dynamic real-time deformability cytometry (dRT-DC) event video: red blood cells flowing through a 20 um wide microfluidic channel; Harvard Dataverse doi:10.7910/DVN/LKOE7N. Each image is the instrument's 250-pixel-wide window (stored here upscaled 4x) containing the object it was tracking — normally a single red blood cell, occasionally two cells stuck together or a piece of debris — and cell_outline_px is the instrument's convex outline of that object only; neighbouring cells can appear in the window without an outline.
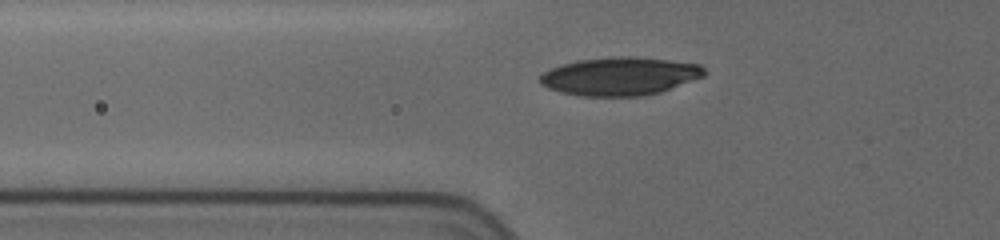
{"species": "human", "species_latin": "Homo sapiens", "temperature_condition": "cold", "stored_images_in_passage": 18, "camera_frame_rate_fps": 3000, "um_per_image_px": 0.085, "donor": {"sex": "female"}, "frame": {"image": 1, "passage_image": 3, "time_ms": 0.333, "image_size_px": [1000, 240], "cell_outline_px": [[704, 76], [660, 92], [640, 96], [580, 96], [560, 92], [548, 88], [540, 84], [540, 76], [544, 72], [552, 68], [576, 60], [620, 56], [636, 56], [700, 64], [704, 68]], "centroid_in_image_um": [52.68, 6.48], "position_along_channel_um": 73.1, "area_um2": 36.41}}
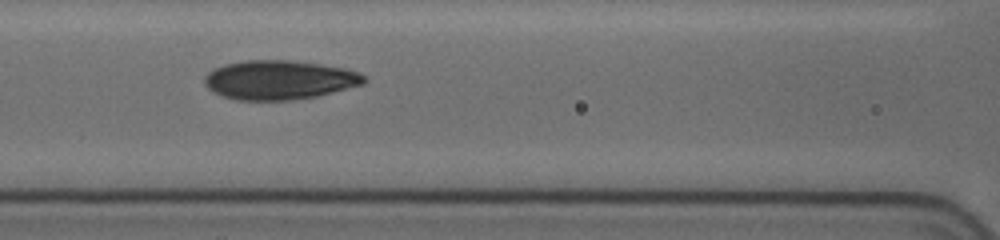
{"frame": {"image": 2, "passage_image": 11, "time_ms": 2.333, "image_size_px": [1000, 240], "cell_outline_px": [[368, 80], [364, 84], [316, 96], [292, 100], [236, 100], [224, 96], [208, 88], [204, 84], [204, 76], [208, 72], [224, 64], [244, 60], [288, 60], [320, 64], [344, 68], [356, 72], [364, 76]], "centroid_in_image_um": [23.73, 6.79], "position_along_channel_um": 142.9, "area_um2": 36.24}}
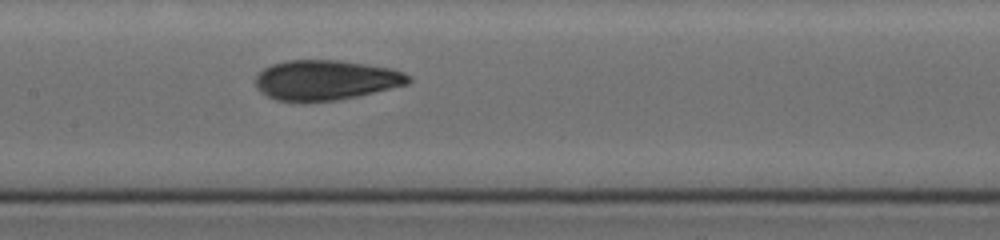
{"frame": {"image": 3, "passage_image": 15, "time_ms": 3.333, "image_size_px": [1000, 240], "cell_outline_px": [[412, 80], [408, 84], [356, 96], [336, 100], [300, 104], [276, 100], [268, 96], [256, 88], [256, 76], [264, 68], [272, 64], [288, 60], [336, 60], [364, 64], [388, 68], [404, 72], [412, 76]], "centroid_in_image_um": [27.66, 6.83], "position_along_channel_um": 179.7, "area_um2": 35.89}}